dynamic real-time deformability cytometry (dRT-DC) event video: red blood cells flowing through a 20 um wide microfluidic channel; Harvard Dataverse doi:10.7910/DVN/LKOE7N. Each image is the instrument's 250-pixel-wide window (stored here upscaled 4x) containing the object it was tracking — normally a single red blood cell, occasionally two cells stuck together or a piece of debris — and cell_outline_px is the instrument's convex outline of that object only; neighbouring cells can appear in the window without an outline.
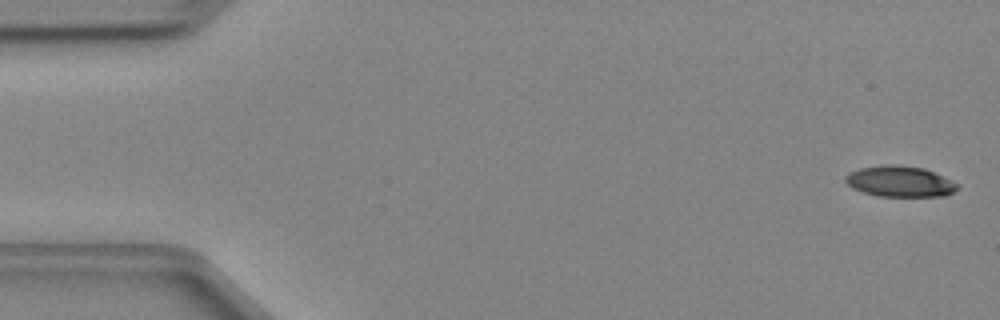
{"species": "Egyptian fruit bat (a non-hibernating species)", "species_latin": "Rousettus aegyptiacus", "temperature_condition": "cold", "stored_images_in_passage": 14, "camera_frame_rate_fps": 3000, "um_per_image_px": 0.085, "animal": {"sex": "female"}, "frame": {"image": 1, "passage_image": 1, "time_ms": 0.0, "image_size_px": [1000, 320], "cell_outline_px": [[960, 188], [944, 196], [880, 196], [864, 192], [852, 188], [844, 180], [844, 176], [848, 172], [860, 168], [888, 164], [896, 164], [924, 168], [952, 180], [960, 184]], "centroid_in_image_um": [76.5, 15.41], "position_along_channel_um": 8.5, "area_um2": 20.23}}
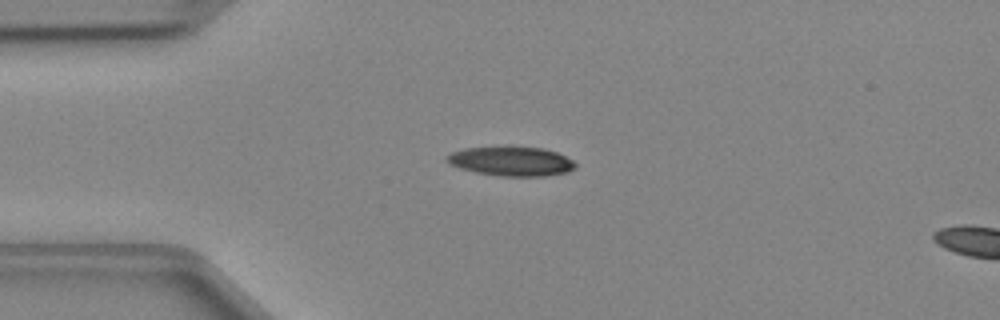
{"frame": {"image": 2, "passage_image": 11, "time_ms": 3.333, "image_size_px": [1000, 320], "cell_outline_px": [[576, 164], [568, 172], [544, 176], [500, 176], [476, 172], [460, 168], [444, 160], [444, 156], [452, 152], [464, 148], [544, 148], [556, 152], [572, 160]], "centroid_in_image_um": [43.43, 13.72], "position_along_channel_um": 41.6, "area_um2": 21.44}}